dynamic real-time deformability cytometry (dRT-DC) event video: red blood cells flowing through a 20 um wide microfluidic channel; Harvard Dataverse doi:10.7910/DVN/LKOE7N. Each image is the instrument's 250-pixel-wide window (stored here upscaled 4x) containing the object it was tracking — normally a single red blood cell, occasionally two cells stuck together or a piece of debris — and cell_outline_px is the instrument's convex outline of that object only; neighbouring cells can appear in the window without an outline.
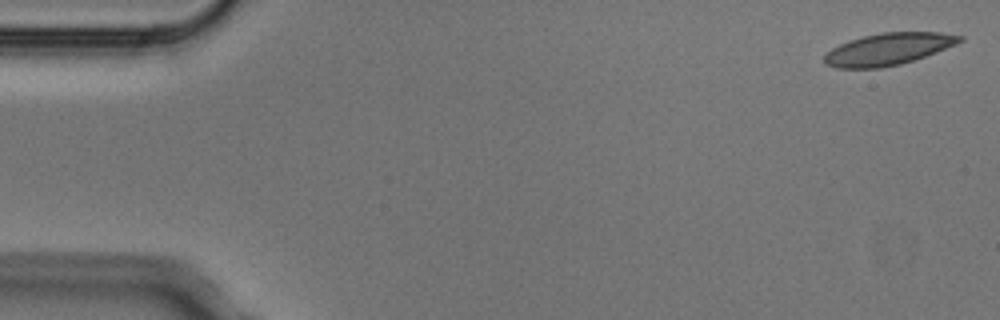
{"species": "Egyptian fruit bat (a non-hibernating species)", "species_latin": "Rousettus aegyptiacus", "temperature_condition": "cold", "stored_images_in_passage": 6, "segment_of_instrument_passage": [1, 2], "camera_frame_rate_fps": 3000, "um_per_image_px": 0.085, "animal": {"sex": "male"}, "frame": {"image": 1, "passage_image": 1, "time_ms": 0.0, "image_size_px": [1000, 320], "cell_outline_px": [[964, 40], [956, 44], [936, 52], [900, 64], [880, 68], [836, 68], [824, 64], [824, 56], [832, 48], [848, 40], [880, 32], [940, 32], [964, 36]], "centroid_in_image_um": [75.49, 4.17], "position_along_channel_um": 9.5, "area_um2": 25.14}}
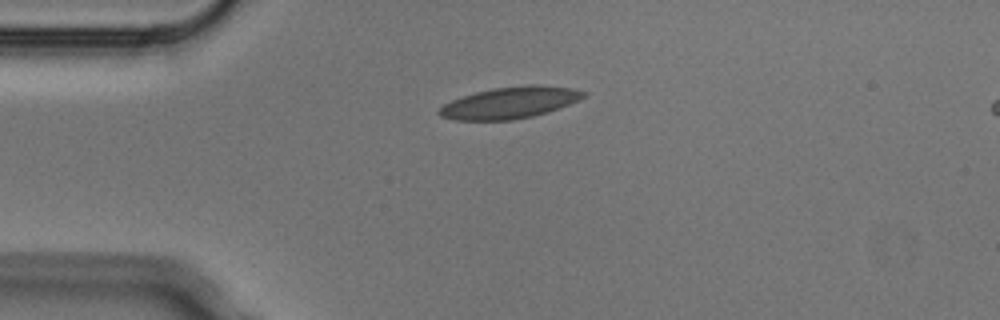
{"frame": {"image": 2, "passage_image": 4, "time_ms": 1.0, "image_size_px": [1000, 320], "cell_outline_px": [[588, 92], [580, 100], [548, 112], [532, 116], [512, 120], [456, 120], [440, 116], [436, 112], [444, 104], [452, 100], [476, 92], [492, 88], [528, 84], [536, 84], [572, 88]], "centroid_in_image_um": [43.36, 8.72], "position_along_channel_um": 41.6, "area_um2": 26.59}}